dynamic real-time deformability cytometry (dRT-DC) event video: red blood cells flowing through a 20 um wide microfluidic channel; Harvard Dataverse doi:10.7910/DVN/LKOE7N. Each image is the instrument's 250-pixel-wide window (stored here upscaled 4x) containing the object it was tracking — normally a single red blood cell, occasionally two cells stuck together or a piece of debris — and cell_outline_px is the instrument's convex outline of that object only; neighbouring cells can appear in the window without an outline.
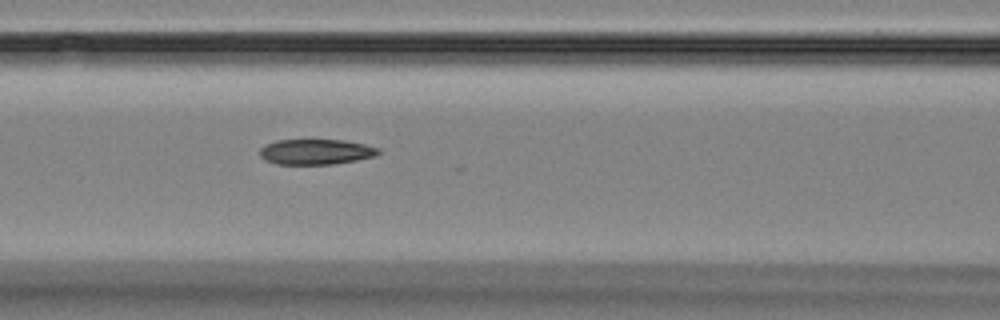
{"species": "Egyptian fruit bat (a non-hibernating species)", "species_latin": "Rousettus aegyptiacus", "temperature_condition": "room temperature", "stored_images_in_passage": 7, "camera_frame_rate_fps": 3000, "um_per_image_px": 0.085, "animal": {"sex": "female"}, "frame": {"image": 1, "passage_image": 7, "time_ms": 7.0, "image_size_px": [1000, 320], "cell_outline_px": [[380, 152], [376, 156], [356, 160], [332, 164], [276, 164], [264, 160], [260, 156], [260, 148], [264, 144], [276, 140], [344, 140], [364, 144], [376, 148]], "centroid_in_image_um": [26.8, 12.9], "position_along_channel_um": 139.8, "area_um2": 17.51}}